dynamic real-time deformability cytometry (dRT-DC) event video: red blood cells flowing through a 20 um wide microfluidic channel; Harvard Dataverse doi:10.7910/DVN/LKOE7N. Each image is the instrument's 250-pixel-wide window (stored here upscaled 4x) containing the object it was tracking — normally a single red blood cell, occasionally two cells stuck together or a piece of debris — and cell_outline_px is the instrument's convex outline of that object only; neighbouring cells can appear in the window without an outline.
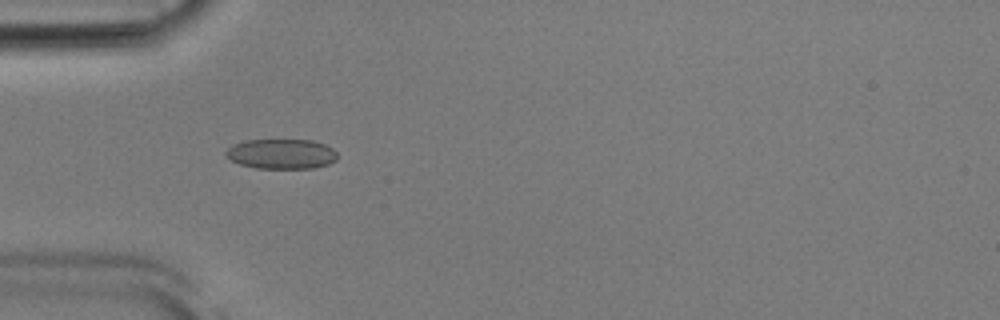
{"species": "Egyptian fruit bat (a non-hibernating species)", "species_latin": "Rousettus aegyptiacus", "temperature_condition": "room temperature", "stored_images_in_passage": 4, "camera_frame_rate_fps": 3000, "um_per_image_px": 0.085, "animal": {"sex": "male"}, "frame": {"image": 1, "passage_image": 1, "time_ms": 0.0, "image_size_px": [1000, 320], "cell_outline_px": [[336, 160], [328, 164], [312, 168], [256, 168], [240, 164], [224, 156], [224, 152], [232, 144], [244, 140], [312, 140], [324, 144], [332, 148], [336, 152]], "centroid_in_image_um": [23.88, 13.08], "position_along_channel_um": 61.1, "area_um2": 19.48}}